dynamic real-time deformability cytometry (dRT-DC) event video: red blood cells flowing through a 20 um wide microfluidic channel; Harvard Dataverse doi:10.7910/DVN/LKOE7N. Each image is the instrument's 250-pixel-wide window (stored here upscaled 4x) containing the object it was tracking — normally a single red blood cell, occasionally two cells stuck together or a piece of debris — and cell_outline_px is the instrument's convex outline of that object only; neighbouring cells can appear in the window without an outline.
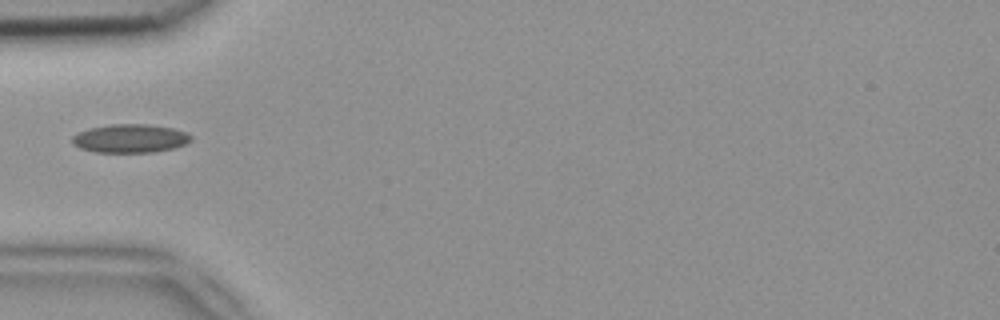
{"species": "common noctule bat (a hibernating species)", "species_latin": "Nyctalus noctula", "temperature_condition": "room temperature", "stored_images_in_passage": 9, "camera_frame_rate_fps": 3000, "um_per_image_px": 0.085, "animal": {"sex": "female", "body_mass_g": 18.4}, "frame": {"image": 1, "passage_image": 1, "time_ms": 0.0, "image_size_px": [1000, 320], "cell_outline_px": [[192, 140], [184, 144], [172, 148], [156, 152], [96, 152], [80, 148], [72, 140], [72, 136], [80, 132], [92, 128], [108, 124], [148, 124], [172, 128], [188, 132], [192, 136]], "centroid_in_image_um": [11.11, 11.76], "position_along_channel_um": 73.9, "area_um2": 19.59}}